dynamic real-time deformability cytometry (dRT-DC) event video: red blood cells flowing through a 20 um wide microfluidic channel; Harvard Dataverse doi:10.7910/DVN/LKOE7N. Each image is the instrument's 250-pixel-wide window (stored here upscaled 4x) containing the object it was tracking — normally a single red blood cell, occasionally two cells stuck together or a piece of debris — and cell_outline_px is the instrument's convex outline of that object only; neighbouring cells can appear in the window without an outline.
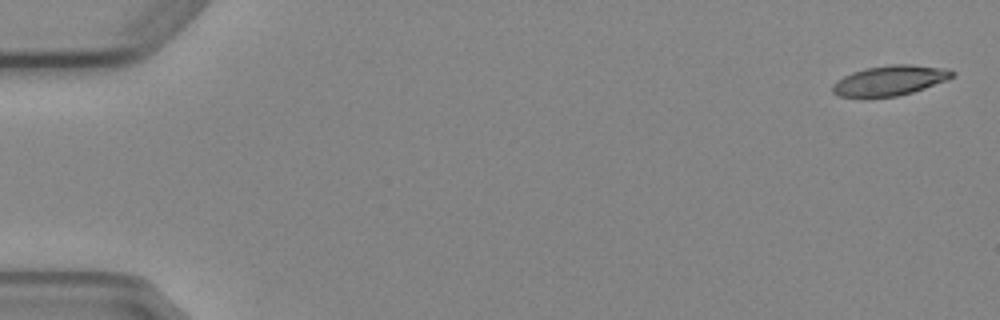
{"species": "Egyptian fruit bat (a non-hibernating species)", "species_latin": "Rousettus aegyptiacus", "temperature_condition": "cold", "stored_images_in_passage": 5, "camera_frame_rate_fps": 3000, "um_per_image_px": 0.085, "animal": {"sex": "female"}, "frame": {"image": 1, "passage_image": 1, "time_ms": 0.0, "image_size_px": [1000, 320], "cell_outline_px": [[956, 72], [948, 80], [912, 92], [896, 96], [864, 100], [860, 100], [840, 96], [832, 92], [832, 84], [836, 80], [852, 72], [864, 68], [888, 64], [912, 64], [948, 68]], "centroid_in_image_um": [75.58, 6.87], "position_along_channel_um": 9.4, "area_um2": 21.79}}
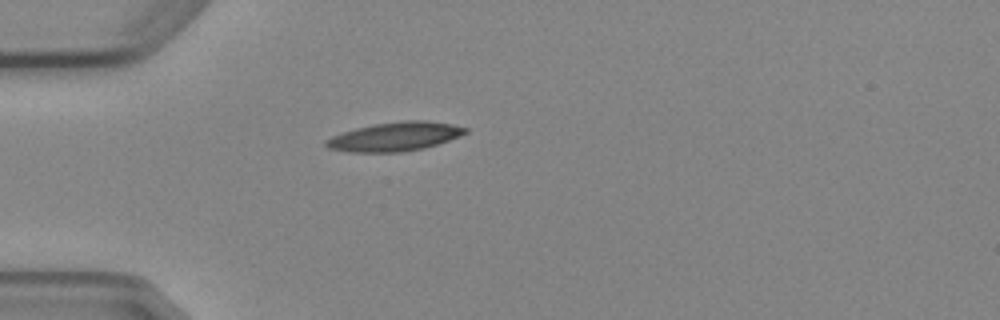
{"frame": {"image": 2, "passage_image": 5, "time_ms": 4.667, "image_size_px": [1000, 320], "cell_outline_px": [[468, 132], [460, 136], [424, 148], [400, 152], [348, 152], [328, 148], [324, 144], [324, 140], [332, 136], [356, 128], [372, 124], [404, 120], [424, 120], [452, 124], [468, 128]], "centroid_in_image_um": [33.55, 11.6], "position_along_channel_um": 51.4, "area_um2": 23.47}}